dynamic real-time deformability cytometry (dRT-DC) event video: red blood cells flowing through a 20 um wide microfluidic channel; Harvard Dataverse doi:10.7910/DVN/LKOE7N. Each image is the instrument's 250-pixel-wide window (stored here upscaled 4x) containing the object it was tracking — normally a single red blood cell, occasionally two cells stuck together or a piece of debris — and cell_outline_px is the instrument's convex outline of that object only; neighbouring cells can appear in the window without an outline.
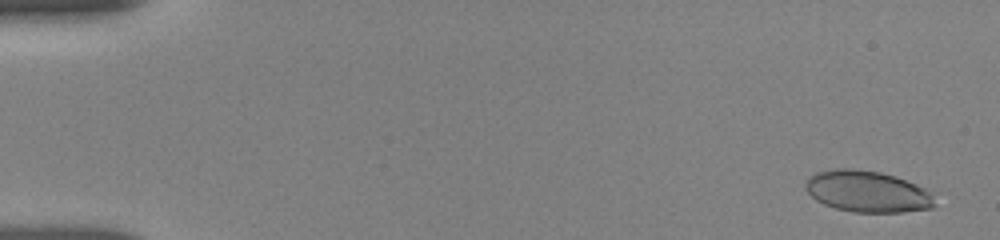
{"species": "human", "species_latin": "Homo sapiens", "temperature_condition": "room temperature", "stored_images_in_passage": 12, "camera_frame_rate_fps": 3000, "um_per_image_px": 0.085, "donor": {"sex": "female"}, "frame": {"image": 1, "passage_image": 1, "time_ms": 0.0, "image_size_px": [1000, 240], "cell_outline_px": [[936, 204], [932, 208], [904, 212], [852, 212], [836, 208], [824, 204], [816, 200], [804, 188], [804, 184], [808, 176], [816, 172], [836, 168], [852, 168], [880, 172], [896, 176], [916, 184], [924, 188], [932, 196]], "centroid_in_image_um": [73.69, 16.27], "position_along_channel_um": 11.3, "area_um2": 31.33}}
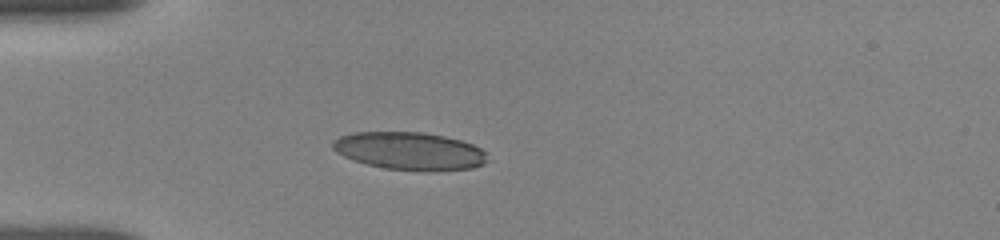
{"frame": {"image": 2, "passage_image": 8, "time_ms": 4.333, "image_size_px": [1000, 240], "cell_outline_px": [[488, 160], [484, 164], [472, 168], [384, 168], [352, 160], [336, 152], [332, 148], [332, 140], [340, 136], [352, 132], [424, 132], [444, 136], [460, 140], [472, 144], [480, 148], [484, 152]], "centroid_in_image_um": [34.74, 12.78], "position_along_channel_um": 50.3, "area_um2": 33.0}}
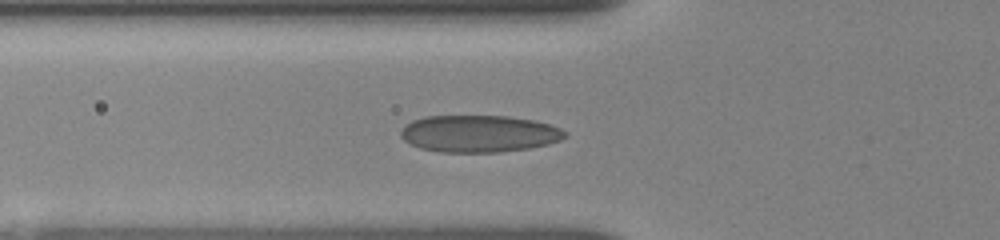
{"frame": {"image": 3, "passage_image": 11, "time_ms": 5.667, "image_size_px": [1000, 240], "cell_outline_px": [[568, 136], [560, 140], [548, 144], [528, 148], [496, 152], [440, 152], [420, 148], [404, 140], [400, 136], [400, 132], [412, 120], [424, 116], [508, 116], [536, 120], [560, 128], [568, 132]], "centroid_in_image_um": [40.74, 11.36], "position_along_channel_um": 85.1, "area_um2": 35.43}}